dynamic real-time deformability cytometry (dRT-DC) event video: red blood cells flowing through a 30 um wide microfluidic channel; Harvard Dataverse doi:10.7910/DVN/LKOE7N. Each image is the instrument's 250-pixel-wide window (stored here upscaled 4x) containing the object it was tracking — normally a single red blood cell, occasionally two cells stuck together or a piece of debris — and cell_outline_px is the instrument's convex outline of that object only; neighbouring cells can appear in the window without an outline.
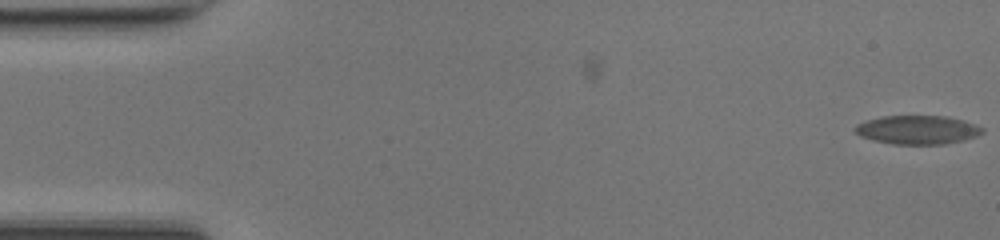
{"species": "common noctule bat (a hibernating species)", "species_latin": "Nyctalus noctula", "temperature_condition": "room temperature", "stored_images_in_passage": 6, "camera_frame_rate_fps": 3000, "um_per_image_px": 0.085, "animal": {"sex": "female", "body_mass_g": 17.0, "forearm_length_mm": 48.0}, "frame": {"image": 1, "passage_image": 6, "time_ms": 1.667, "image_size_px": [1000, 240], "cell_outline_px": [[984, 132], [976, 136], [964, 140], [944, 144], [892, 144], [872, 140], [860, 136], [852, 128], [856, 124], [880, 116], [948, 116], [984, 128]], "centroid_in_image_um": [77.95, 11.04], "position_along_channel_um": 7.1, "area_um2": 21.27}}